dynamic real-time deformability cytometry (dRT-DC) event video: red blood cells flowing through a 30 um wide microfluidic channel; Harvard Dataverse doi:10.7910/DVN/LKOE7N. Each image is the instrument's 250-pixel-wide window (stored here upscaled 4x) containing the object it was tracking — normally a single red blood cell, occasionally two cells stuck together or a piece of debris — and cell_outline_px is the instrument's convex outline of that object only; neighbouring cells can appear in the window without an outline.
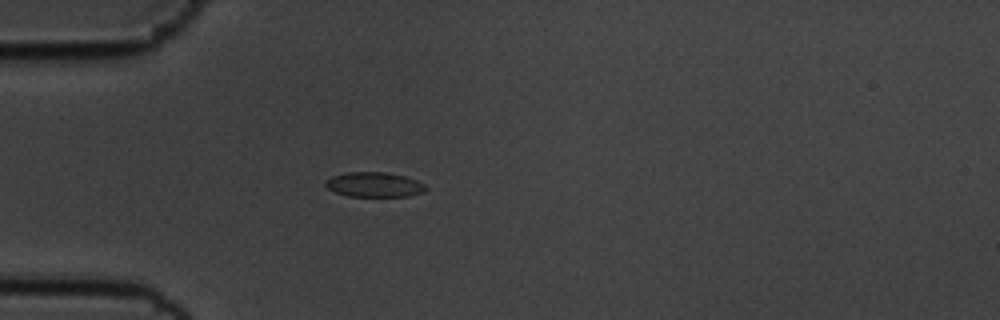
{"species": "common noctule bat (a hibernating species)", "species_latin": "Nyctalus noctula", "temperature_condition": "cold", "stored_images_in_passage": 51, "camera_frame_rate_fps": 3000, "um_per_image_px": 0.085, "animal": {"sex": "male", "body_mass_g": 19.5, "forearm_length_mm": 54.6}, "frame": {"image": 1, "passage_image": 11, "time_ms": 3.333, "image_size_px": [1000, 320], "cell_outline_px": [[428, 188], [424, 192], [408, 196], [348, 196], [336, 192], [328, 188], [324, 184], [324, 180], [332, 176], [344, 172], [384, 172], [404, 176], [416, 180], [424, 184]], "centroid_in_image_um": [31.79, 15.69], "position_along_channel_um": 53.2, "area_um2": 14.51}}
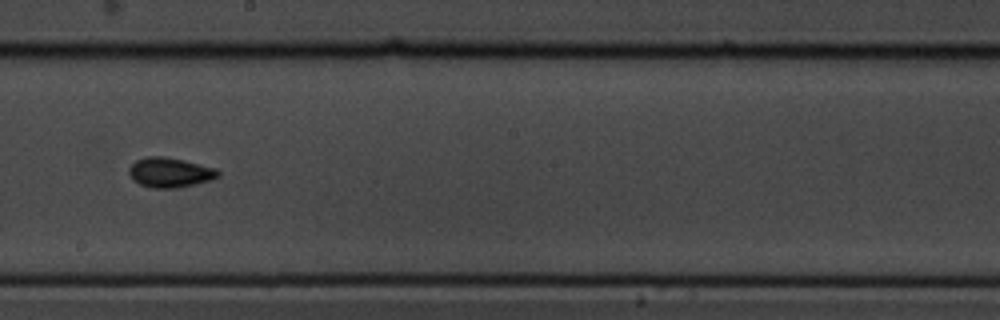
{"frame": {"image": 2, "passage_image": 27, "time_ms": 8.667, "image_size_px": [1000, 320], "cell_outline_px": [[220, 176], [212, 180], [180, 188], [152, 188], [140, 184], [132, 180], [128, 172], [128, 168], [136, 160], [148, 156], [164, 156], [184, 160], [216, 168], [220, 172]], "centroid_in_image_um": [14.45, 14.66], "position_along_channel_um": 233.7, "area_um2": 15.72}}
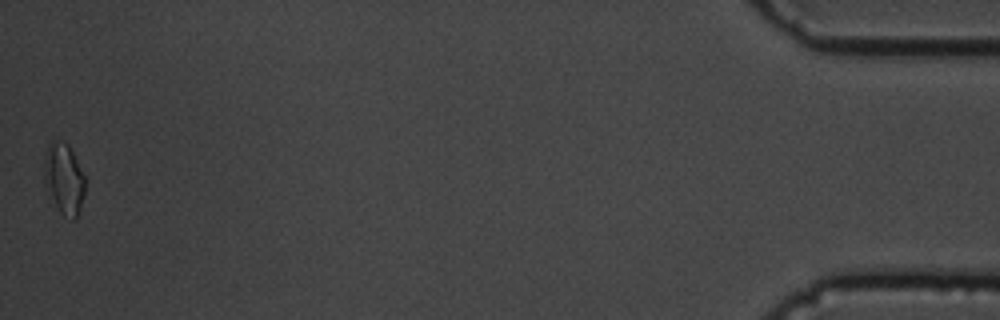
{"frame": {"image": 3, "passage_image": 51, "time_ms": 16.667, "image_size_px": [1000, 320], "cell_outline_px": [[84, 192], [80, 208], [76, 220], [72, 220], [64, 216], [60, 212], [44, 188], [44, 160], [48, 144], [52, 140], [64, 140], [68, 144], [84, 176]], "centroid_in_image_um": [5.4, 15.2], "position_along_channel_um": 429.8, "area_um2": 16.99}, "authors_computed_cell_mechanics": {"area_um2": 14.45, "velocity_mm_per_s": 3.5679, "shape_relaxation_time_tau1_ms": 3.5063, "shape_relaxation_time_tau2_ms": null, "deformation_change_tau1": 0.0932, "deformation_change_tau2": null}}